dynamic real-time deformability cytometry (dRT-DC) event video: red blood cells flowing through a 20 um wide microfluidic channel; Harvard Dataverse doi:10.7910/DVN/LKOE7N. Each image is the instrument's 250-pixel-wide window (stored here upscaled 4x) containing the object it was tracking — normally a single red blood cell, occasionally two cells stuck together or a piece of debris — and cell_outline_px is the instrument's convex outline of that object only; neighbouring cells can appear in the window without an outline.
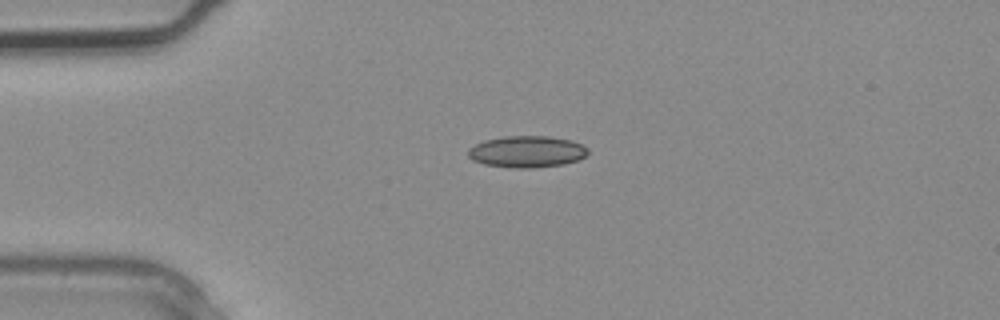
{"species": "common noctule bat (a hibernating species)", "species_latin": "Nyctalus noctula", "temperature_condition": "warm", "stored_images_in_passage": 3, "camera_frame_rate_fps": 3000, "um_per_image_px": 0.085, "animal": {"sex": "male", "body_mass_g": 20.4}, "frame": {"image": 1, "passage_image": 2, "time_ms": 0.333, "image_size_px": [1000, 320], "cell_outline_px": [[588, 152], [580, 160], [564, 164], [532, 168], [512, 168], [484, 164], [472, 160], [468, 156], [468, 148], [484, 140], [504, 136], [548, 136], [572, 140], [588, 148]], "centroid_in_image_um": [44.78, 12.89], "position_along_channel_um": 40.2, "area_um2": 22.2}}
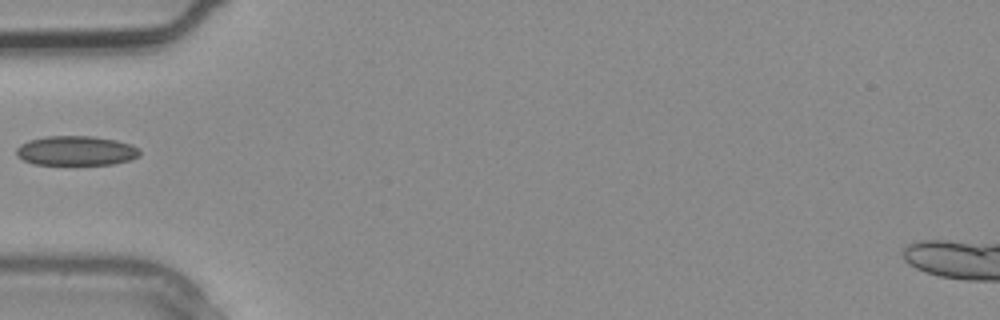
{"frame": {"image": 2, "passage_image": 3, "time_ms": 0.667, "image_size_px": [1000, 320], "cell_outline_px": [[140, 156], [132, 160], [112, 164], [36, 164], [24, 160], [16, 156], [16, 148], [20, 144], [28, 140], [48, 136], [92, 136], [116, 140], [132, 144], [140, 148]], "centroid_in_image_um": [6.5, 12.8], "position_along_channel_um": 78.5, "area_um2": 21.39}}